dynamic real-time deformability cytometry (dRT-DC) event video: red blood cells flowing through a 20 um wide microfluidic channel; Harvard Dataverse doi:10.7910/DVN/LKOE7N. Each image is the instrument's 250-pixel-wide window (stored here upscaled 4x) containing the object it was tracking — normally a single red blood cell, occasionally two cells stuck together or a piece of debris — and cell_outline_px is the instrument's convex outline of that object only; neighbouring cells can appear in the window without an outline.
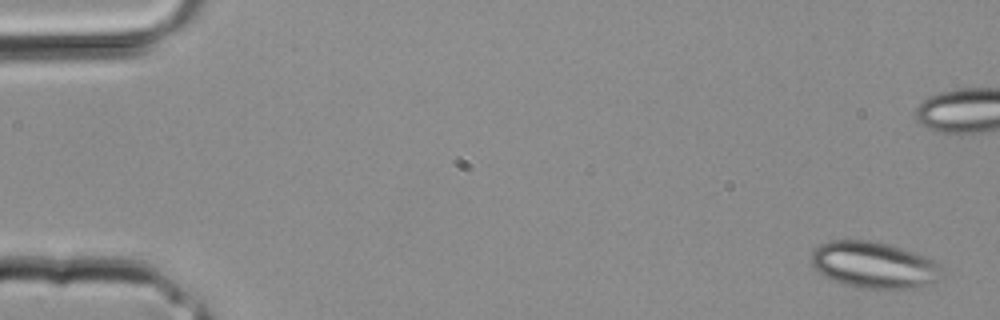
{"species": "common noctule bat (a hibernating species)", "species_latin": "Nyctalus noctula", "temperature_condition": "room temperature", "stored_images_in_passage": 35, "segment_of_instrument_passage": [1, 2], "camera_frame_rate_fps": 3000, "um_per_image_px": 0.085, "animal": {"sex": "male", "body_mass_g": 20.4}, "frame": {"image": 1, "passage_image": 1, "time_ms": 0.0, "image_size_px": [1000, 320], "cell_outline_px": [[940, 280], [916, 288], [864, 288], [848, 284], [824, 276], [812, 264], [812, 252], [820, 244], [832, 240], [868, 240], [888, 244], [924, 256], [940, 264]], "centroid_in_image_um": [74.3, 22.51], "position_along_channel_um": 10.7, "area_um2": 34.68}}